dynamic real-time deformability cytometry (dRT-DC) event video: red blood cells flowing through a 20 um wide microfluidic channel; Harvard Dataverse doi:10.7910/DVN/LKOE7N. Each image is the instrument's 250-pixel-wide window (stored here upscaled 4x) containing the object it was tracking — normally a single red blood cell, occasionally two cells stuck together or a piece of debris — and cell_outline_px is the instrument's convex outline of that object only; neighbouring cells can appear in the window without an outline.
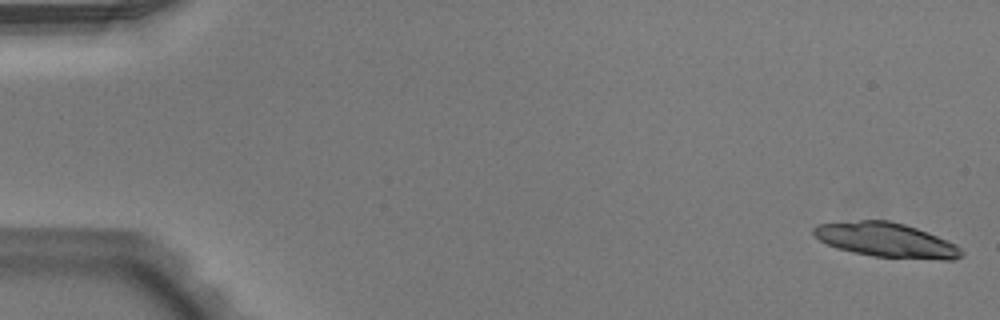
{"species": "Egyptian fruit bat (a non-hibernating species)", "species_latin": "Rousettus aegyptiacus", "temperature_condition": "warm", "stored_images_in_passage": 19, "camera_frame_rate_fps": 3000, "um_per_image_px": 0.085, "animal": {"sex": "male"}, "frame": {"image": 1, "passage_image": 1, "time_ms": 0.0, "image_size_px": [1000, 320], "cell_outline_px": [[964, 252], [960, 256], [952, 260], [940, 260], [872, 256], [852, 252], [836, 248], [820, 240], [812, 232], [812, 228], [816, 224], [860, 220], [888, 220], [904, 224], [916, 228], [956, 244]], "centroid_in_image_um": [75.31, 20.4], "position_along_channel_um": 9.7, "area_um2": 29.59}}
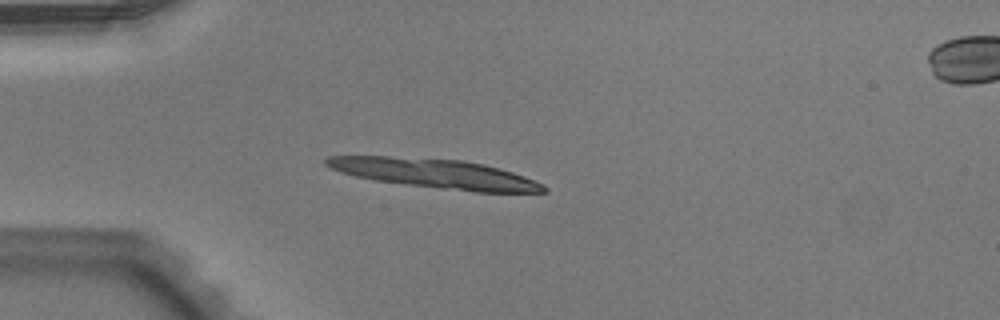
{"frame": {"image": 2, "passage_image": 14, "time_ms": 4.333, "image_size_px": [1000, 320], "cell_outline_px": [[548, 192], [476, 192], [440, 188], [376, 180], [356, 176], [340, 172], [324, 164], [324, 160], [328, 156], [388, 156], [464, 160], [484, 164], [500, 168], [524, 176], [544, 184], [548, 188]], "centroid_in_image_um": [37.02, 14.75], "position_along_channel_um": 48.0, "area_um2": 36.88}}